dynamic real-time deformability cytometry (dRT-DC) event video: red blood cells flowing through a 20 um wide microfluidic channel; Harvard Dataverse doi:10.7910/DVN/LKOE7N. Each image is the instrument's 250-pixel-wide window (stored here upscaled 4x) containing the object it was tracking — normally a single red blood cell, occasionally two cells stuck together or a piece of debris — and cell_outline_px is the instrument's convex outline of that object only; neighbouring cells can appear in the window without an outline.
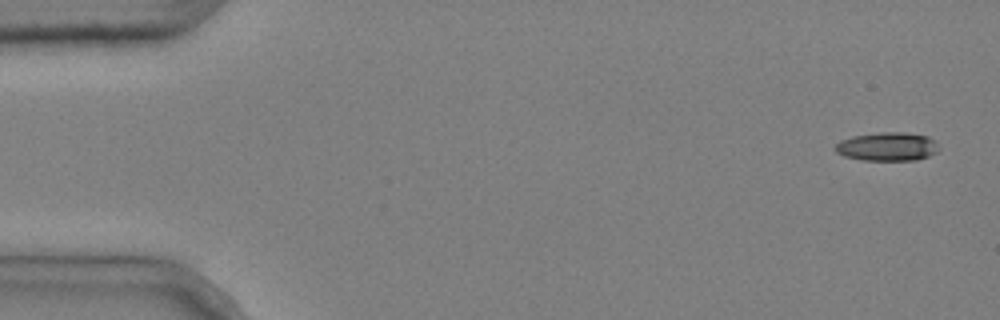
{"species": "common noctule bat (a hibernating species)", "species_latin": "Nyctalus noctula", "temperature_condition": "cold", "stored_images_in_passage": 5, "camera_frame_rate_fps": 3000, "um_per_image_px": 0.085, "animal": {"sex": "male", "body_mass_g": 20.4}, "frame": {"image": 1, "passage_image": 1, "time_ms": 0.0, "image_size_px": [1000, 320], "cell_outline_px": [[940, 148], [936, 152], [928, 156], [916, 160], [864, 160], [844, 156], [836, 152], [832, 148], [840, 140], [852, 136], [880, 132], [904, 132], [928, 136], [936, 140]], "centroid_in_image_um": [75.43, 12.45], "position_along_channel_um": 9.6, "area_um2": 17.46}}
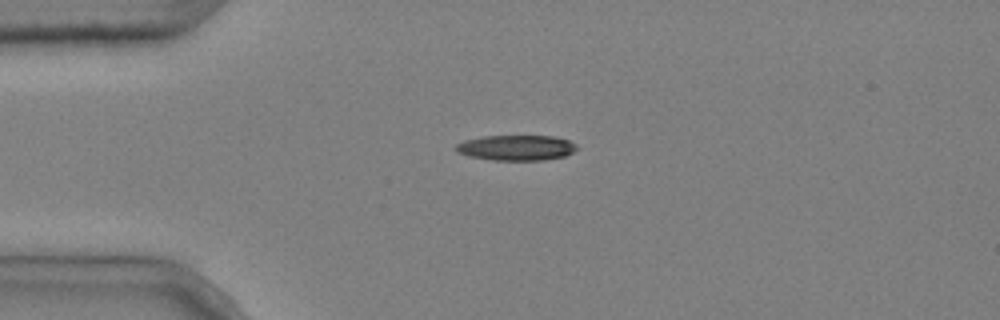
{"frame": {"image": 2, "passage_image": 4, "time_ms": 1.0, "image_size_px": [1000, 320], "cell_outline_px": [[576, 148], [572, 152], [564, 156], [544, 160], [492, 160], [468, 156], [456, 152], [456, 144], [464, 140], [484, 136], [556, 136], [568, 140], [576, 144]], "centroid_in_image_um": [43.86, 12.55], "position_along_channel_um": 41.1, "area_um2": 17.86}}